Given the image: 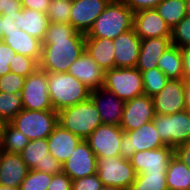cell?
<instances>
[{"mask_svg": "<svg viewBox=\"0 0 190 190\" xmlns=\"http://www.w3.org/2000/svg\"><path fill=\"white\" fill-rule=\"evenodd\" d=\"M185 110L190 112V80L184 81Z\"/></svg>", "mask_w": 190, "mask_h": 190, "instance_id": "obj_49", "label": "cell"}, {"mask_svg": "<svg viewBox=\"0 0 190 190\" xmlns=\"http://www.w3.org/2000/svg\"><path fill=\"white\" fill-rule=\"evenodd\" d=\"M127 190H168L166 174H137Z\"/></svg>", "mask_w": 190, "mask_h": 190, "instance_id": "obj_34", "label": "cell"}, {"mask_svg": "<svg viewBox=\"0 0 190 190\" xmlns=\"http://www.w3.org/2000/svg\"><path fill=\"white\" fill-rule=\"evenodd\" d=\"M97 174L103 185L124 190L131 186L137 176L130 160L121 156L97 158Z\"/></svg>", "mask_w": 190, "mask_h": 190, "instance_id": "obj_8", "label": "cell"}, {"mask_svg": "<svg viewBox=\"0 0 190 190\" xmlns=\"http://www.w3.org/2000/svg\"><path fill=\"white\" fill-rule=\"evenodd\" d=\"M67 73L80 80L91 91L104 85L105 72L86 51L69 66Z\"/></svg>", "mask_w": 190, "mask_h": 190, "instance_id": "obj_21", "label": "cell"}, {"mask_svg": "<svg viewBox=\"0 0 190 190\" xmlns=\"http://www.w3.org/2000/svg\"><path fill=\"white\" fill-rule=\"evenodd\" d=\"M134 13L122 0H111L97 17L85 38L115 39L133 28Z\"/></svg>", "mask_w": 190, "mask_h": 190, "instance_id": "obj_2", "label": "cell"}, {"mask_svg": "<svg viewBox=\"0 0 190 190\" xmlns=\"http://www.w3.org/2000/svg\"><path fill=\"white\" fill-rule=\"evenodd\" d=\"M172 45L179 48L190 46V16H185L173 29Z\"/></svg>", "mask_w": 190, "mask_h": 190, "instance_id": "obj_38", "label": "cell"}, {"mask_svg": "<svg viewBox=\"0 0 190 190\" xmlns=\"http://www.w3.org/2000/svg\"><path fill=\"white\" fill-rule=\"evenodd\" d=\"M85 51L104 72L115 68L112 39L85 38Z\"/></svg>", "mask_w": 190, "mask_h": 190, "instance_id": "obj_27", "label": "cell"}, {"mask_svg": "<svg viewBox=\"0 0 190 190\" xmlns=\"http://www.w3.org/2000/svg\"><path fill=\"white\" fill-rule=\"evenodd\" d=\"M133 27L141 40L172 37V30L156 9L142 10L134 13Z\"/></svg>", "mask_w": 190, "mask_h": 190, "instance_id": "obj_20", "label": "cell"}, {"mask_svg": "<svg viewBox=\"0 0 190 190\" xmlns=\"http://www.w3.org/2000/svg\"><path fill=\"white\" fill-rule=\"evenodd\" d=\"M111 0H72L70 24L86 34Z\"/></svg>", "mask_w": 190, "mask_h": 190, "instance_id": "obj_17", "label": "cell"}, {"mask_svg": "<svg viewBox=\"0 0 190 190\" xmlns=\"http://www.w3.org/2000/svg\"><path fill=\"white\" fill-rule=\"evenodd\" d=\"M174 156L190 168V141L176 146Z\"/></svg>", "mask_w": 190, "mask_h": 190, "instance_id": "obj_46", "label": "cell"}, {"mask_svg": "<svg viewBox=\"0 0 190 190\" xmlns=\"http://www.w3.org/2000/svg\"><path fill=\"white\" fill-rule=\"evenodd\" d=\"M154 117L155 109L152 97L142 95L125 101L120 127L124 132L132 131L152 121Z\"/></svg>", "mask_w": 190, "mask_h": 190, "instance_id": "obj_14", "label": "cell"}, {"mask_svg": "<svg viewBox=\"0 0 190 190\" xmlns=\"http://www.w3.org/2000/svg\"><path fill=\"white\" fill-rule=\"evenodd\" d=\"M85 51V34L70 23H51L42 41L39 68L52 73H67L69 66Z\"/></svg>", "mask_w": 190, "mask_h": 190, "instance_id": "obj_1", "label": "cell"}, {"mask_svg": "<svg viewBox=\"0 0 190 190\" xmlns=\"http://www.w3.org/2000/svg\"><path fill=\"white\" fill-rule=\"evenodd\" d=\"M16 52L2 40H0V76L6 75L10 71V62L13 61V56Z\"/></svg>", "mask_w": 190, "mask_h": 190, "instance_id": "obj_41", "label": "cell"}, {"mask_svg": "<svg viewBox=\"0 0 190 190\" xmlns=\"http://www.w3.org/2000/svg\"><path fill=\"white\" fill-rule=\"evenodd\" d=\"M116 68H135L141 48V39L134 27L113 39Z\"/></svg>", "mask_w": 190, "mask_h": 190, "instance_id": "obj_19", "label": "cell"}, {"mask_svg": "<svg viewBox=\"0 0 190 190\" xmlns=\"http://www.w3.org/2000/svg\"><path fill=\"white\" fill-rule=\"evenodd\" d=\"M101 190H124L118 187H113V186H108V185H103Z\"/></svg>", "mask_w": 190, "mask_h": 190, "instance_id": "obj_51", "label": "cell"}, {"mask_svg": "<svg viewBox=\"0 0 190 190\" xmlns=\"http://www.w3.org/2000/svg\"><path fill=\"white\" fill-rule=\"evenodd\" d=\"M28 168L19 154L2 151L0 158V184L20 187Z\"/></svg>", "mask_w": 190, "mask_h": 190, "instance_id": "obj_24", "label": "cell"}, {"mask_svg": "<svg viewBox=\"0 0 190 190\" xmlns=\"http://www.w3.org/2000/svg\"><path fill=\"white\" fill-rule=\"evenodd\" d=\"M20 95L24 109L53 110L48 90V72L40 68L26 77Z\"/></svg>", "mask_w": 190, "mask_h": 190, "instance_id": "obj_10", "label": "cell"}, {"mask_svg": "<svg viewBox=\"0 0 190 190\" xmlns=\"http://www.w3.org/2000/svg\"><path fill=\"white\" fill-rule=\"evenodd\" d=\"M157 67L169 79H182L183 61L181 48L171 45L159 58Z\"/></svg>", "mask_w": 190, "mask_h": 190, "instance_id": "obj_29", "label": "cell"}, {"mask_svg": "<svg viewBox=\"0 0 190 190\" xmlns=\"http://www.w3.org/2000/svg\"><path fill=\"white\" fill-rule=\"evenodd\" d=\"M52 175L38 170L30 169L20 184V190H47L51 183Z\"/></svg>", "mask_w": 190, "mask_h": 190, "instance_id": "obj_36", "label": "cell"}, {"mask_svg": "<svg viewBox=\"0 0 190 190\" xmlns=\"http://www.w3.org/2000/svg\"><path fill=\"white\" fill-rule=\"evenodd\" d=\"M152 121L165 145L175 148L190 141V114L188 111L170 115L155 114Z\"/></svg>", "mask_w": 190, "mask_h": 190, "instance_id": "obj_7", "label": "cell"}, {"mask_svg": "<svg viewBox=\"0 0 190 190\" xmlns=\"http://www.w3.org/2000/svg\"><path fill=\"white\" fill-rule=\"evenodd\" d=\"M123 133L118 125L101 124L86 141L97 158L120 156Z\"/></svg>", "mask_w": 190, "mask_h": 190, "instance_id": "obj_11", "label": "cell"}, {"mask_svg": "<svg viewBox=\"0 0 190 190\" xmlns=\"http://www.w3.org/2000/svg\"><path fill=\"white\" fill-rule=\"evenodd\" d=\"M27 168L51 175L62 173V164L50 153L47 139L31 140L19 154Z\"/></svg>", "mask_w": 190, "mask_h": 190, "instance_id": "obj_12", "label": "cell"}, {"mask_svg": "<svg viewBox=\"0 0 190 190\" xmlns=\"http://www.w3.org/2000/svg\"><path fill=\"white\" fill-rule=\"evenodd\" d=\"M21 9L20 0H0V15L7 14V17H16L17 11Z\"/></svg>", "mask_w": 190, "mask_h": 190, "instance_id": "obj_44", "label": "cell"}, {"mask_svg": "<svg viewBox=\"0 0 190 190\" xmlns=\"http://www.w3.org/2000/svg\"><path fill=\"white\" fill-rule=\"evenodd\" d=\"M58 124L82 140H86L103 123L95 104L89 98L59 110Z\"/></svg>", "mask_w": 190, "mask_h": 190, "instance_id": "obj_4", "label": "cell"}, {"mask_svg": "<svg viewBox=\"0 0 190 190\" xmlns=\"http://www.w3.org/2000/svg\"><path fill=\"white\" fill-rule=\"evenodd\" d=\"M10 123L30 141L47 139L58 124V112L55 110H27L23 108Z\"/></svg>", "mask_w": 190, "mask_h": 190, "instance_id": "obj_5", "label": "cell"}, {"mask_svg": "<svg viewBox=\"0 0 190 190\" xmlns=\"http://www.w3.org/2000/svg\"><path fill=\"white\" fill-rule=\"evenodd\" d=\"M152 99L155 114L170 115L185 111L184 80L169 79L165 87Z\"/></svg>", "mask_w": 190, "mask_h": 190, "instance_id": "obj_16", "label": "cell"}, {"mask_svg": "<svg viewBox=\"0 0 190 190\" xmlns=\"http://www.w3.org/2000/svg\"><path fill=\"white\" fill-rule=\"evenodd\" d=\"M102 186L97 173L72 180V190H101Z\"/></svg>", "mask_w": 190, "mask_h": 190, "instance_id": "obj_40", "label": "cell"}, {"mask_svg": "<svg viewBox=\"0 0 190 190\" xmlns=\"http://www.w3.org/2000/svg\"><path fill=\"white\" fill-rule=\"evenodd\" d=\"M2 41L10 46L16 53L28 56L40 62L42 41L27 34L17 25L10 32L3 33Z\"/></svg>", "mask_w": 190, "mask_h": 190, "instance_id": "obj_23", "label": "cell"}, {"mask_svg": "<svg viewBox=\"0 0 190 190\" xmlns=\"http://www.w3.org/2000/svg\"><path fill=\"white\" fill-rule=\"evenodd\" d=\"M171 45V37L147 38L141 40V48L136 68L141 72L157 68L159 58Z\"/></svg>", "mask_w": 190, "mask_h": 190, "instance_id": "obj_25", "label": "cell"}, {"mask_svg": "<svg viewBox=\"0 0 190 190\" xmlns=\"http://www.w3.org/2000/svg\"><path fill=\"white\" fill-rule=\"evenodd\" d=\"M90 98L95 104L103 124L120 126L125 107L124 100L104 87L91 91Z\"/></svg>", "mask_w": 190, "mask_h": 190, "instance_id": "obj_18", "label": "cell"}, {"mask_svg": "<svg viewBox=\"0 0 190 190\" xmlns=\"http://www.w3.org/2000/svg\"><path fill=\"white\" fill-rule=\"evenodd\" d=\"M22 8L34 9L47 14L48 7L52 0H20Z\"/></svg>", "mask_w": 190, "mask_h": 190, "instance_id": "obj_45", "label": "cell"}, {"mask_svg": "<svg viewBox=\"0 0 190 190\" xmlns=\"http://www.w3.org/2000/svg\"><path fill=\"white\" fill-rule=\"evenodd\" d=\"M126 6L136 13L142 10L155 9L162 0H122Z\"/></svg>", "mask_w": 190, "mask_h": 190, "instance_id": "obj_43", "label": "cell"}, {"mask_svg": "<svg viewBox=\"0 0 190 190\" xmlns=\"http://www.w3.org/2000/svg\"><path fill=\"white\" fill-rule=\"evenodd\" d=\"M47 190H72V180L63 172L52 175Z\"/></svg>", "mask_w": 190, "mask_h": 190, "instance_id": "obj_42", "label": "cell"}, {"mask_svg": "<svg viewBox=\"0 0 190 190\" xmlns=\"http://www.w3.org/2000/svg\"><path fill=\"white\" fill-rule=\"evenodd\" d=\"M81 140L80 137L57 124L47 138L49 153L63 165Z\"/></svg>", "mask_w": 190, "mask_h": 190, "instance_id": "obj_22", "label": "cell"}, {"mask_svg": "<svg viewBox=\"0 0 190 190\" xmlns=\"http://www.w3.org/2000/svg\"><path fill=\"white\" fill-rule=\"evenodd\" d=\"M16 17H7V14L0 15V40H3V33H8L16 26Z\"/></svg>", "mask_w": 190, "mask_h": 190, "instance_id": "obj_47", "label": "cell"}, {"mask_svg": "<svg viewBox=\"0 0 190 190\" xmlns=\"http://www.w3.org/2000/svg\"><path fill=\"white\" fill-rule=\"evenodd\" d=\"M14 22L21 30L41 41H43L49 25L47 14L26 8L17 11Z\"/></svg>", "mask_w": 190, "mask_h": 190, "instance_id": "obj_26", "label": "cell"}, {"mask_svg": "<svg viewBox=\"0 0 190 190\" xmlns=\"http://www.w3.org/2000/svg\"><path fill=\"white\" fill-rule=\"evenodd\" d=\"M26 77L9 72L0 76V92L20 94Z\"/></svg>", "mask_w": 190, "mask_h": 190, "instance_id": "obj_39", "label": "cell"}, {"mask_svg": "<svg viewBox=\"0 0 190 190\" xmlns=\"http://www.w3.org/2000/svg\"><path fill=\"white\" fill-rule=\"evenodd\" d=\"M156 11L172 30L185 16V0H162Z\"/></svg>", "mask_w": 190, "mask_h": 190, "instance_id": "obj_31", "label": "cell"}, {"mask_svg": "<svg viewBox=\"0 0 190 190\" xmlns=\"http://www.w3.org/2000/svg\"><path fill=\"white\" fill-rule=\"evenodd\" d=\"M185 12L186 16H190V0H185Z\"/></svg>", "mask_w": 190, "mask_h": 190, "instance_id": "obj_50", "label": "cell"}, {"mask_svg": "<svg viewBox=\"0 0 190 190\" xmlns=\"http://www.w3.org/2000/svg\"><path fill=\"white\" fill-rule=\"evenodd\" d=\"M0 190H20L19 187L4 186L0 184Z\"/></svg>", "mask_w": 190, "mask_h": 190, "instance_id": "obj_52", "label": "cell"}, {"mask_svg": "<svg viewBox=\"0 0 190 190\" xmlns=\"http://www.w3.org/2000/svg\"><path fill=\"white\" fill-rule=\"evenodd\" d=\"M3 125H4V122L0 119V138H1V133L3 130Z\"/></svg>", "mask_w": 190, "mask_h": 190, "instance_id": "obj_53", "label": "cell"}, {"mask_svg": "<svg viewBox=\"0 0 190 190\" xmlns=\"http://www.w3.org/2000/svg\"><path fill=\"white\" fill-rule=\"evenodd\" d=\"M168 190H190V168L173 156L166 171Z\"/></svg>", "mask_w": 190, "mask_h": 190, "instance_id": "obj_28", "label": "cell"}, {"mask_svg": "<svg viewBox=\"0 0 190 190\" xmlns=\"http://www.w3.org/2000/svg\"><path fill=\"white\" fill-rule=\"evenodd\" d=\"M9 66L12 73L27 77L39 68V62L36 59L16 53Z\"/></svg>", "mask_w": 190, "mask_h": 190, "instance_id": "obj_37", "label": "cell"}, {"mask_svg": "<svg viewBox=\"0 0 190 190\" xmlns=\"http://www.w3.org/2000/svg\"><path fill=\"white\" fill-rule=\"evenodd\" d=\"M163 146L166 145L157 133L153 121H150L138 129L123 133L120 156L130 160L136 152L158 149Z\"/></svg>", "mask_w": 190, "mask_h": 190, "instance_id": "obj_9", "label": "cell"}, {"mask_svg": "<svg viewBox=\"0 0 190 190\" xmlns=\"http://www.w3.org/2000/svg\"><path fill=\"white\" fill-rule=\"evenodd\" d=\"M48 90L53 110L59 111L90 98L91 90L69 73L48 72Z\"/></svg>", "mask_w": 190, "mask_h": 190, "instance_id": "obj_3", "label": "cell"}, {"mask_svg": "<svg viewBox=\"0 0 190 190\" xmlns=\"http://www.w3.org/2000/svg\"><path fill=\"white\" fill-rule=\"evenodd\" d=\"M72 0H52L47 11L51 23H70Z\"/></svg>", "mask_w": 190, "mask_h": 190, "instance_id": "obj_35", "label": "cell"}, {"mask_svg": "<svg viewBox=\"0 0 190 190\" xmlns=\"http://www.w3.org/2000/svg\"><path fill=\"white\" fill-rule=\"evenodd\" d=\"M181 55L183 61V74L184 81L190 80V46L181 48Z\"/></svg>", "mask_w": 190, "mask_h": 190, "instance_id": "obj_48", "label": "cell"}, {"mask_svg": "<svg viewBox=\"0 0 190 190\" xmlns=\"http://www.w3.org/2000/svg\"><path fill=\"white\" fill-rule=\"evenodd\" d=\"M173 156L174 148L166 145L136 152L130 162L137 174H166L168 163Z\"/></svg>", "mask_w": 190, "mask_h": 190, "instance_id": "obj_13", "label": "cell"}, {"mask_svg": "<svg viewBox=\"0 0 190 190\" xmlns=\"http://www.w3.org/2000/svg\"><path fill=\"white\" fill-rule=\"evenodd\" d=\"M29 139L10 122L3 125L0 148L4 152L20 154L29 143Z\"/></svg>", "mask_w": 190, "mask_h": 190, "instance_id": "obj_30", "label": "cell"}, {"mask_svg": "<svg viewBox=\"0 0 190 190\" xmlns=\"http://www.w3.org/2000/svg\"><path fill=\"white\" fill-rule=\"evenodd\" d=\"M23 109L21 95L0 92V119L10 122Z\"/></svg>", "mask_w": 190, "mask_h": 190, "instance_id": "obj_32", "label": "cell"}, {"mask_svg": "<svg viewBox=\"0 0 190 190\" xmlns=\"http://www.w3.org/2000/svg\"><path fill=\"white\" fill-rule=\"evenodd\" d=\"M169 78L157 67L142 72L144 95L153 97L159 93Z\"/></svg>", "mask_w": 190, "mask_h": 190, "instance_id": "obj_33", "label": "cell"}, {"mask_svg": "<svg viewBox=\"0 0 190 190\" xmlns=\"http://www.w3.org/2000/svg\"><path fill=\"white\" fill-rule=\"evenodd\" d=\"M62 166V172L75 180L97 173V157L87 141L81 140Z\"/></svg>", "mask_w": 190, "mask_h": 190, "instance_id": "obj_15", "label": "cell"}, {"mask_svg": "<svg viewBox=\"0 0 190 190\" xmlns=\"http://www.w3.org/2000/svg\"><path fill=\"white\" fill-rule=\"evenodd\" d=\"M103 87L124 101L142 96V72L136 67L112 68L105 72Z\"/></svg>", "mask_w": 190, "mask_h": 190, "instance_id": "obj_6", "label": "cell"}]
</instances>
